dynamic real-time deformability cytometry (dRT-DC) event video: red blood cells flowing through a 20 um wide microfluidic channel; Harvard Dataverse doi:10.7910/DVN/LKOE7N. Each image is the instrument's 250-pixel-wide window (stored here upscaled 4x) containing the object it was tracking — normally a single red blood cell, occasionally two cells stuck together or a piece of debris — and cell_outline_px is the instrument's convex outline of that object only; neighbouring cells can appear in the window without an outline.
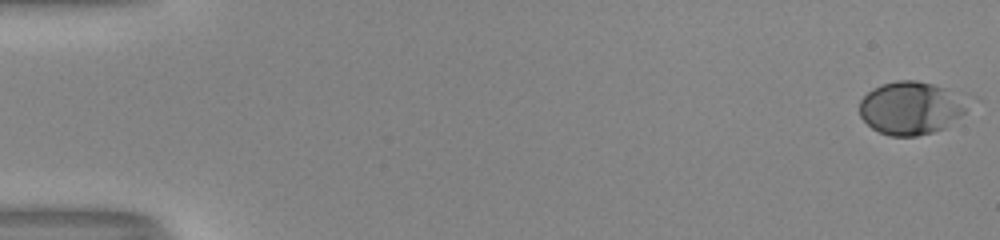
{"species": "human", "species_latin": "Homo sapiens", "temperature_condition": "room temperature", "stored_images_in_passage": 54, "camera_frame_rate_fps": 3000, "um_per_image_px": 0.085, "donor": {"sex": "male"}, "frame": {"image": 1, "passage_image": 1, "time_ms": 0.0, "image_size_px": [1000, 240], "cell_outline_px": [[964, 112], [960, 116], [944, 128], [932, 132], [916, 136], [888, 136], [872, 128], [860, 116], [860, 100], [872, 88], [880, 84], [896, 80], [916, 80], [932, 84], [944, 88], [964, 108]], "centroid_in_image_um": [77.26, 9.2], "position_along_channel_um": 7.7, "area_um2": 32.25}}
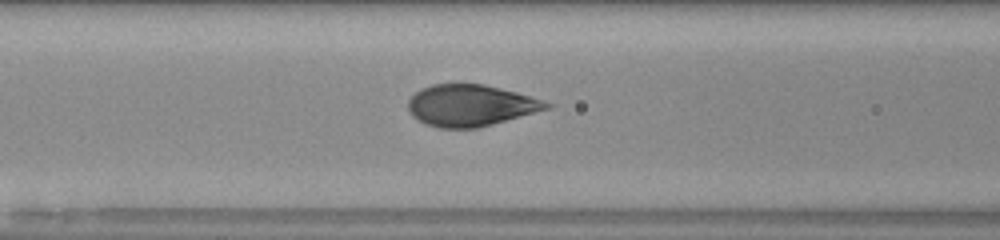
{"frame": {"image": 2, "passage_image": 24, "time_ms": 7.667, "image_size_px": [1000, 240], "cell_outline_px": [[556, 104], [552, 108], [492, 124], [476, 128], [440, 128], [424, 124], [412, 116], [408, 108], [408, 100], [420, 88], [432, 84], [484, 84], [516, 92]], "centroid_in_image_um": [40.01, 8.96], "position_along_channel_um": 126.6, "area_um2": 33.58}}
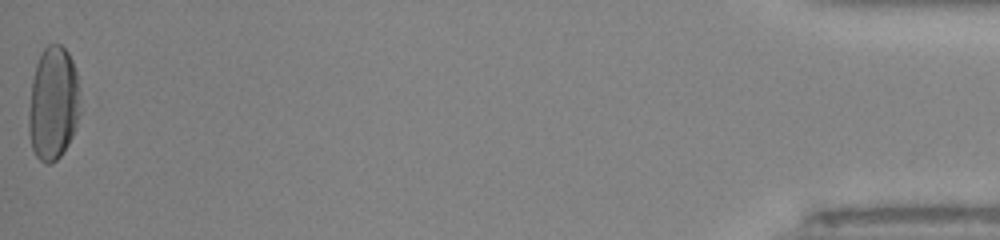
{"frame": {"image": 3, "passage_image": 54, "time_ms": 17.667, "image_size_px": [1000, 240], "cell_outline_px": [[80, 116], [76, 128], [68, 144], [60, 156], [56, 160], [48, 164], [44, 164], [36, 156], [32, 148], [28, 132], [28, 112], [32, 80], [36, 64], [44, 48], [48, 44], [60, 44], [68, 52], [72, 60], [76, 72], [80, 92]], "centroid_in_image_um": [4.53, 8.81], "position_along_channel_um": 430.7, "area_um2": 34.51}, "authors_computed_cell_mechanics": {"area_um2": 33.1194, "velocity_mm_per_s": 4.0077, "shape_relaxation_time_tau1_ms": 3.3268, "shape_relaxation_time_tau2_ms": null, "deformation_change_tau1": 0.1831, "deformation_change_tau2": null}}